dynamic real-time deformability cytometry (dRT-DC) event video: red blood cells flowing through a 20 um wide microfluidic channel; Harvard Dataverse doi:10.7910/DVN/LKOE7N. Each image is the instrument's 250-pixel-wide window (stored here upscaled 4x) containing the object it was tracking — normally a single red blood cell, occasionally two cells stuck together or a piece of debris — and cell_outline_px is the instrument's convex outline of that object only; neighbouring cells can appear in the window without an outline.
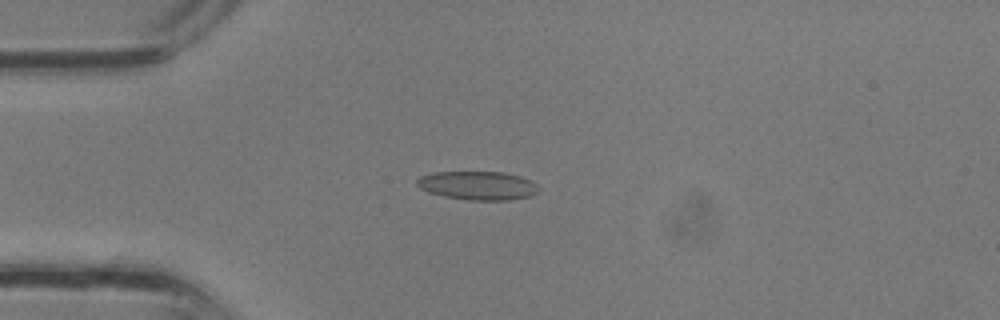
{"species": "common noctule bat (a hibernating species)", "species_latin": "Nyctalus noctula", "temperature_condition": "room temperature", "stored_images_in_passage": 35, "camera_frame_rate_fps": 3000, "um_per_image_px": 0.085, "animal": {"sex": "male", "body_mass_g": 13.3}, "frame": {"image": 1, "passage_image": 9, "time_ms": 2.667, "image_size_px": [1000, 320], "cell_outline_px": [[540, 192], [532, 196], [508, 200], [468, 200], [444, 196], [428, 192], [420, 188], [416, 184], [416, 180], [420, 176], [432, 172], [504, 172], [520, 176], [532, 180], [540, 188]], "centroid_in_image_um": [40.65, 15.77], "position_along_channel_um": 44.4, "area_um2": 20.58}}
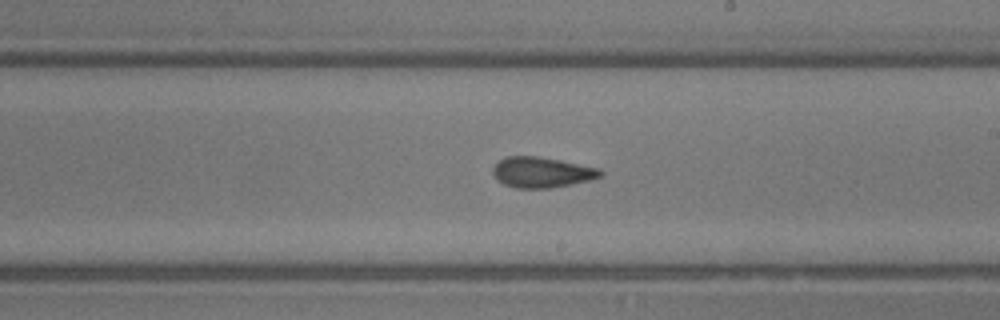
{"frame": {"image": 2, "passage_image": 20, "time_ms": 6.333, "image_size_px": [1000, 320], "cell_outline_px": [[604, 176], [592, 180], [572, 184], [548, 188], [516, 188], [504, 184], [496, 180], [492, 172], [492, 168], [504, 156], [540, 156], [600, 168], [604, 172]], "centroid_in_image_um": [46.08, 14.64], "position_along_channel_um": 242.9, "area_um2": 19.42}}
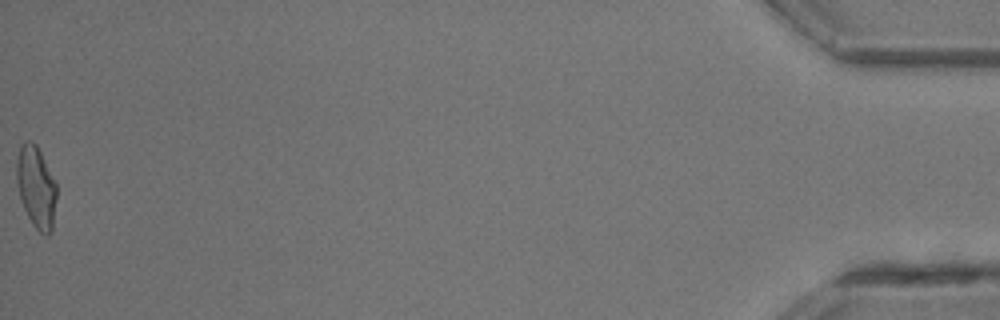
{"frame": {"image": 3, "passage_image": 35, "time_ms": 11.333, "image_size_px": [1000, 320], "cell_outline_px": [[56, 200], [52, 228], [48, 236], [44, 236], [32, 224], [24, 208], [20, 196], [16, 180], [16, 160], [20, 148], [24, 140], [32, 140], [36, 144], [56, 184]], "centroid_in_image_um": [3.06, 15.9], "position_along_channel_um": 432.1, "area_um2": 18.9}}